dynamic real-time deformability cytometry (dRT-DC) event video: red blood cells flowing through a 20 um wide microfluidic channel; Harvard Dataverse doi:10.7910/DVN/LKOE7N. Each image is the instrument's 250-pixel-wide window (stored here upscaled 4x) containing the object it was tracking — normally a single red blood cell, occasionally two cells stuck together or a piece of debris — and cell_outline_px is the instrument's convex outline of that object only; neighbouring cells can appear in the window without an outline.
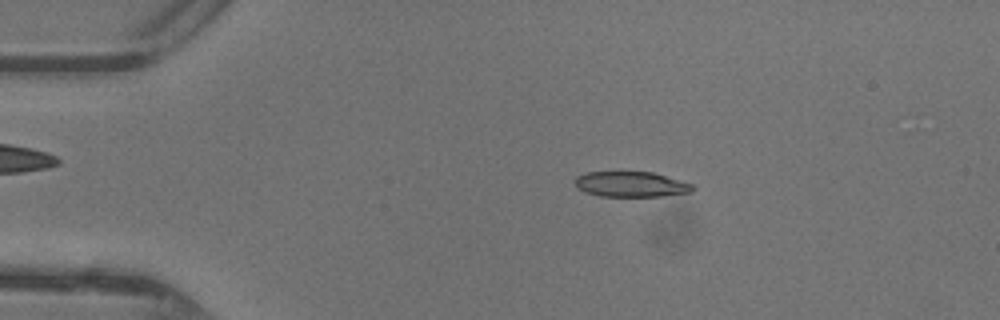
{"species": "common noctule bat (a hibernating species)", "species_latin": "Nyctalus noctula", "temperature_condition": "warm", "stored_images_in_passage": 47, "camera_frame_rate_fps": 3000, "um_per_image_px": 0.085, "animal": {"sex": "female"}, "frame": {"image": 1, "passage_image": 9, "time_ms": 2.667, "image_size_px": [1000, 320], "cell_outline_px": [[696, 188], [692, 192], [660, 196], [600, 196], [584, 192], [576, 184], [576, 176], [588, 172], [652, 172], [696, 184]], "centroid_in_image_um": [53.71, 15.66], "position_along_channel_um": 31.3, "area_um2": 17.4}}
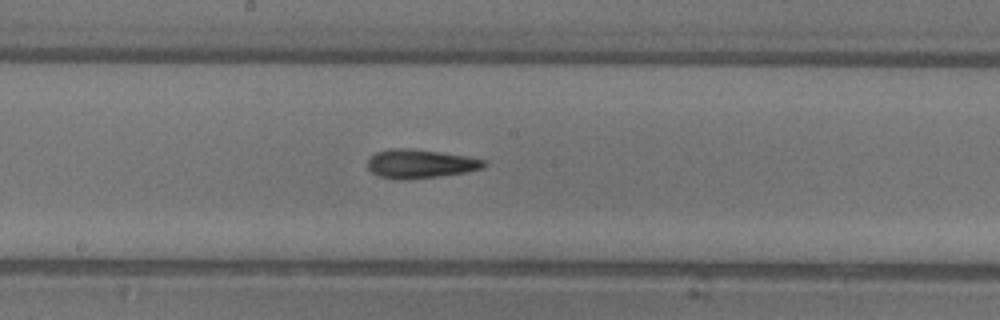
{"frame": {"image": 2, "passage_image": 25, "time_ms": 8.0, "image_size_px": [1000, 320], "cell_outline_px": [[488, 164], [484, 168], [464, 172], [440, 176], [404, 180], [396, 180], [380, 176], [372, 172], [368, 168], [368, 160], [376, 152], [392, 148], [412, 148], [468, 156], [484, 160]], "centroid_in_image_um": [35.73, 13.92], "position_along_channel_um": 212.5, "area_um2": 19.59}}
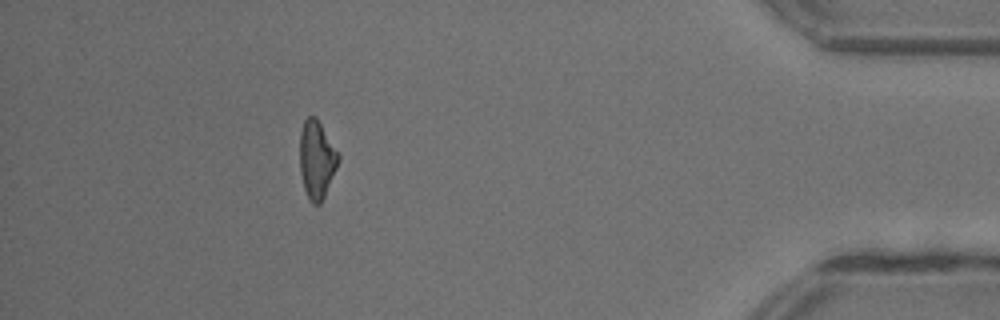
{"frame": {"image": 3, "passage_image": 42, "time_ms": 13.667, "image_size_px": [1000, 320], "cell_outline_px": [[340, 160], [324, 196], [320, 204], [312, 204], [308, 200], [304, 188], [300, 172], [300, 132], [304, 120], [308, 116], [316, 116], [340, 156]], "centroid_in_image_um": [26.91, 13.56], "position_along_channel_um": 408.3, "area_um2": 17.46}, "authors_computed_cell_mechanics": {"area_um2": 18.2648, "velocity_mm_per_s": 4.4214, "shape_relaxation_time_tau1_ms": 3.2166, "shape_relaxation_time_tau2_ms": 4.3158, "deformation_change_tau1": 0.1936, "deformation_change_tau2": 0.1777}}